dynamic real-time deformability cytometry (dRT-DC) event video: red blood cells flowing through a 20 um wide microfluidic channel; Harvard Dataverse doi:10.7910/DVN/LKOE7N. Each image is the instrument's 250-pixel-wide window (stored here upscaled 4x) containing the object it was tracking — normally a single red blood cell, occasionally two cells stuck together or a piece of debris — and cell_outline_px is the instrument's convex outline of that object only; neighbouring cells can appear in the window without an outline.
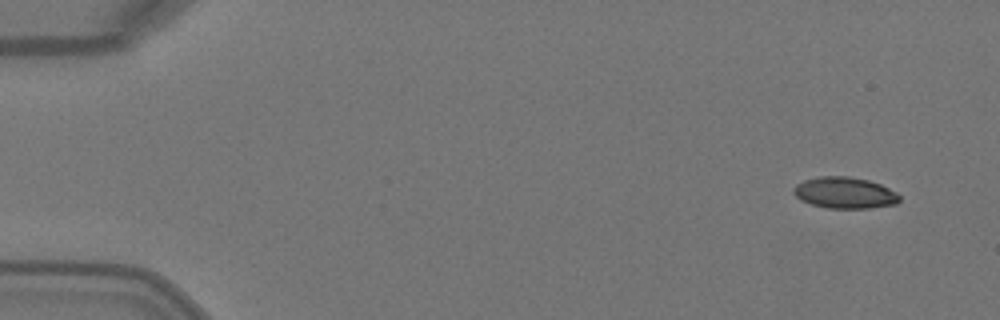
{"species": "Egyptian fruit bat (a non-hibernating species)", "species_latin": "Rousettus aegyptiacus", "temperature_condition": "warm", "stored_images_in_passage": 5, "camera_frame_rate_fps": 3000, "um_per_image_px": 0.085, "animal": {"sex": "female"}, "frame": {"image": 1, "passage_image": 1, "time_ms": 0.0, "image_size_px": [1000, 320], "cell_outline_px": [[900, 200], [896, 204], [868, 208], [824, 208], [800, 200], [792, 192], [792, 188], [796, 184], [804, 180], [820, 176], [848, 176], [868, 180], [880, 184], [896, 192], [900, 196]], "centroid_in_image_um": [71.78, 16.39], "position_along_channel_um": 13.2, "area_um2": 19.42}}
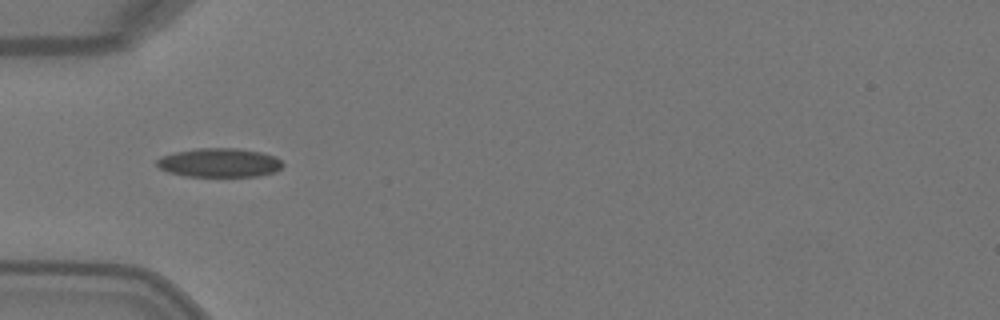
{"frame": {"image": 2, "passage_image": 4, "time_ms": 1.0, "image_size_px": [1000, 320], "cell_outline_px": [[284, 164], [276, 172], [256, 176], [184, 176], [168, 172], [160, 168], [156, 164], [156, 160], [160, 156], [176, 152], [196, 148], [240, 148], [260, 152], [276, 156]], "centroid_in_image_um": [18.64, 13.82], "position_along_channel_um": 66.4, "area_um2": 21.33}}
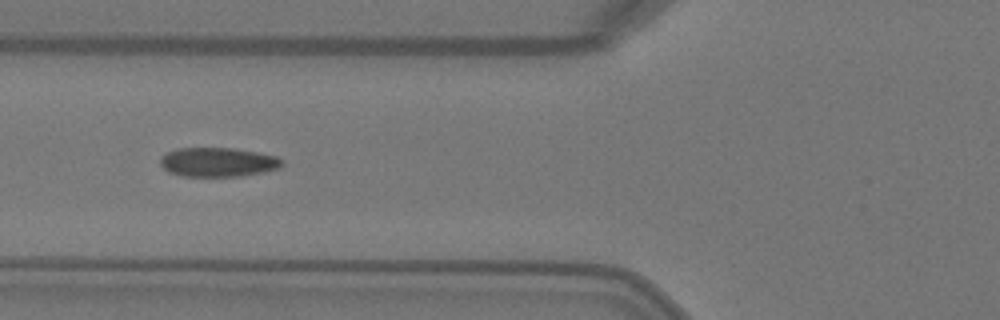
{"frame": {"image": 3, "passage_image": 5, "time_ms": 1.333, "image_size_px": [1000, 320], "cell_outline_px": [[284, 164], [280, 168], [264, 172], [240, 176], [184, 176], [168, 172], [160, 164], [160, 156], [176, 148], [232, 148], [256, 152], [276, 156], [284, 160]], "centroid_in_image_um": [18.54, 13.78], "position_along_channel_um": 107.3, "area_um2": 20.81}}